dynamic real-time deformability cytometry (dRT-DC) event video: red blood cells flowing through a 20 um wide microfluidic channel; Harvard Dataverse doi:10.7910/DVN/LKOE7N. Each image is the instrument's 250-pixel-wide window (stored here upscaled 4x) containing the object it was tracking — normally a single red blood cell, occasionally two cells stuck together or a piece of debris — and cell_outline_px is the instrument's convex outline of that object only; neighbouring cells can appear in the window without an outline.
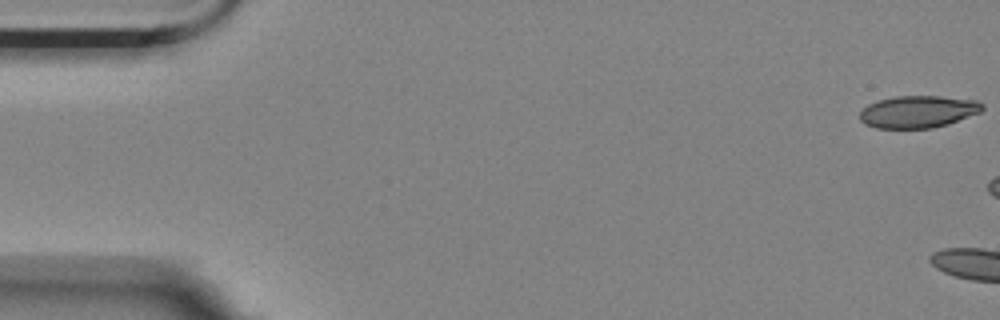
{"species": "Egyptian fruit bat (a non-hibernating species)", "species_latin": "Rousettus aegyptiacus", "temperature_condition": "room temperature", "stored_images_in_passage": 3, "camera_frame_rate_fps": 3000, "um_per_image_px": 0.085, "animal": {"sex": "female"}, "frame": {"image": 1, "passage_image": 1, "time_ms": 0.0, "image_size_px": [1000, 320], "cell_outline_px": [[984, 108], [980, 112], [948, 124], [932, 128], [876, 128], [864, 124], [860, 120], [860, 112], [868, 104], [880, 100], [896, 96], [940, 96], [976, 100], [984, 104]], "centroid_in_image_um": [78.04, 9.49], "position_along_channel_um": 7.0, "area_um2": 22.95}}